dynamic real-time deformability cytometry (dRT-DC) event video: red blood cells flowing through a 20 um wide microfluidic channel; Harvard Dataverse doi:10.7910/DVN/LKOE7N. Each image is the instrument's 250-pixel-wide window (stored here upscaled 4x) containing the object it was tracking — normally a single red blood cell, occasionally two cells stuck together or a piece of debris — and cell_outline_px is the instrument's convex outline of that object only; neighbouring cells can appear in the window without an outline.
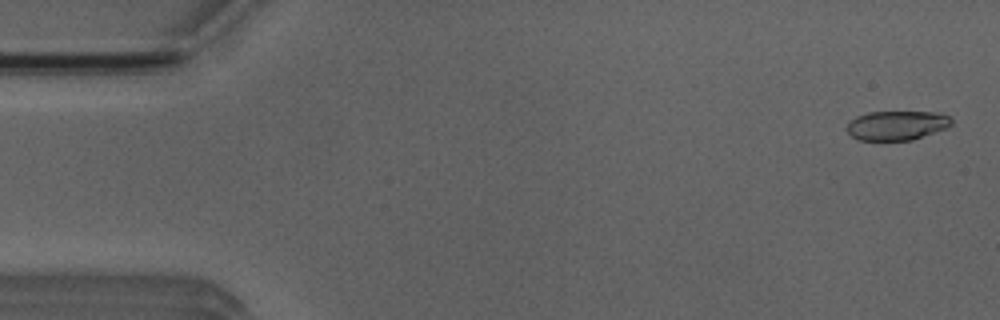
{"species": "Egyptian fruit bat (a non-hibernating species)", "species_latin": "Rousettus aegyptiacus", "temperature_condition": "room temperature", "stored_images_in_passage": 52, "camera_frame_rate_fps": 3000, "um_per_image_px": 0.085, "animal": {"sex": "male"}, "frame": {"image": 1, "passage_image": 2, "time_ms": 0.333, "image_size_px": [1000, 320], "cell_outline_px": [[952, 124], [944, 128], [912, 140], [856, 140], [844, 128], [848, 120], [856, 116], [868, 112], [940, 112], [948, 116], [952, 120]], "centroid_in_image_um": [76.15, 10.65], "position_along_channel_um": 8.8, "area_um2": 17.98}}
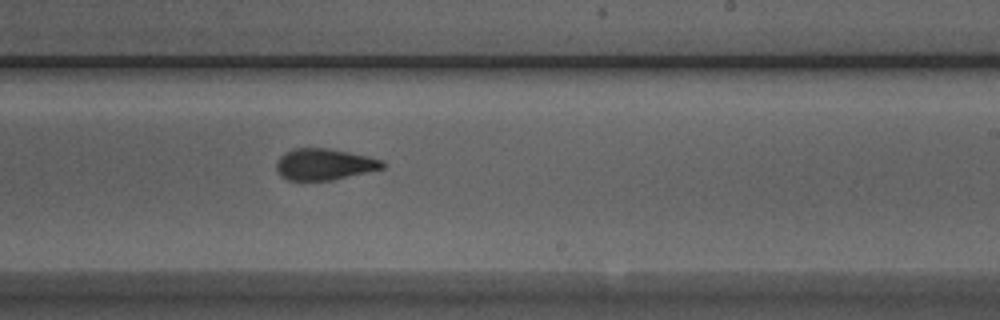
{"frame": {"image": 2, "passage_image": 31, "time_ms": 10.0, "image_size_px": [1000, 320], "cell_outline_px": [[384, 168], [332, 180], [288, 180], [280, 176], [276, 172], [276, 160], [284, 152], [292, 148], [328, 148], [368, 156], [384, 160]], "centroid_in_image_um": [27.52, 13.96], "position_along_channel_um": 261.5, "area_um2": 19.54}}
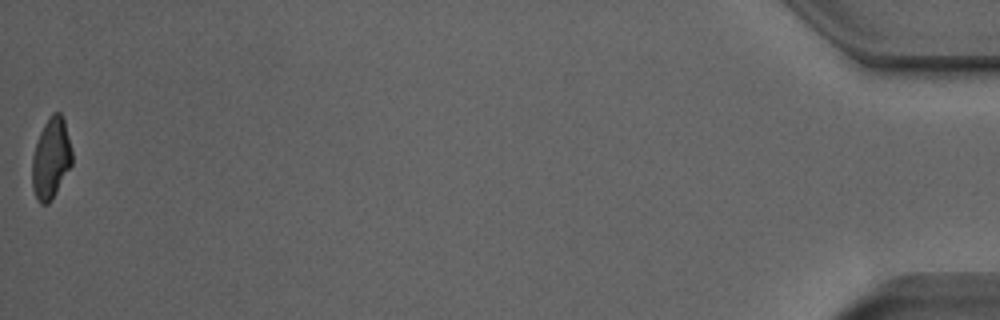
{"frame": {"image": 3, "passage_image": 52, "time_ms": 17.0, "image_size_px": [1000, 320], "cell_outline_px": [[72, 164], [52, 200], [48, 204], [40, 204], [32, 188], [32, 156], [40, 132], [48, 116], [52, 112], [60, 112], [64, 120], [72, 152]], "centroid_in_image_um": [4.33, 13.47], "position_along_channel_um": 430.9, "area_um2": 18.79}, "authors_computed_cell_mechanics": {"area_um2": 19.5942, "velocity_mm_per_s": 3.9414, "shape_relaxation_time_tau1_ms": 5.839, "shape_relaxation_time_tau2_ms": 1.4856, "deformation_change_tau1": 0.181, "deformation_change_tau2": 0.0828}}